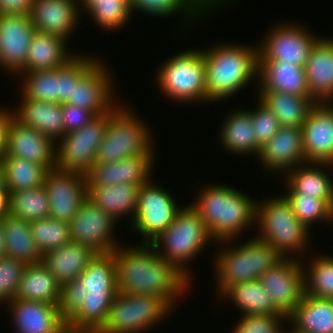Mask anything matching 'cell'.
I'll return each mask as SVG.
<instances>
[{
    "mask_svg": "<svg viewBox=\"0 0 333 333\" xmlns=\"http://www.w3.org/2000/svg\"><path fill=\"white\" fill-rule=\"evenodd\" d=\"M111 253L116 264L118 292L157 295L174 309L190 288L191 281L149 243L136 247L120 245Z\"/></svg>",
    "mask_w": 333,
    "mask_h": 333,
    "instance_id": "1",
    "label": "cell"
},
{
    "mask_svg": "<svg viewBox=\"0 0 333 333\" xmlns=\"http://www.w3.org/2000/svg\"><path fill=\"white\" fill-rule=\"evenodd\" d=\"M207 185L190 206L204 220L216 242L235 240L248 226L255 225L256 200L226 184Z\"/></svg>",
    "mask_w": 333,
    "mask_h": 333,
    "instance_id": "2",
    "label": "cell"
},
{
    "mask_svg": "<svg viewBox=\"0 0 333 333\" xmlns=\"http://www.w3.org/2000/svg\"><path fill=\"white\" fill-rule=\"evenodd\" d=\"M203 55L206 97L212 103L228 99L258 78V45L219 43L203 49Z\"/></svg>",
    "mask_w": 333,
    "mask_h": 333,
    "instance_id": "3",
    "label": "cell"
},
{
    "mask_svg": "<svg viewBox=\"0 0 333 333\" xmlns=\"http://www.w3.org/2000/svg\"><path fill=\"white\" fill-rule=\"evenodd\" d=\"M266 199L255 204V226L258 224L259 229L255 237L271 245L284 258H293L294 254L300 260L310 244L309 229L293 213L283 195Z\"/></svg>",
    "mask_w": 333,
    "mask_h": 333,
    "instance_id": "4",
    "label": "cell"
},
{
    "mask_svg": "<svg viewBox=\"0 0 333 333\" xmlns=\"http://www.w3.org/2000/svg\"><path fill=\"white\" fill-rule=\"evenodd\" d=\"M232 240H222L226 248L217 252L214 262L217 287L221 296L230 286L237 283L258 280L260 276L284 257L268 243L251 237L243 244L232 246ZM229 242V243H228Z\"/></svg>",
    "mask_w": 333,
    "mask_h": 333,
    "instance_id": "5",
    "label": "cell"
},
{
    "mask_svg": "<svg viewBox=\"0 0 333 333\" xmlns=\"http://www.w3.org/2000/svg\"><path fill=\"white\" fill-rule=\"evenodd\" d=\"M210 242L216 243L204 220L188 204L177 212L173 223L150 244L191 281L192 272L187 269L190 268L189 261L195 260Z\"/></svg>",
    "mask_w": 333,
    "mask_h": 333,
    "instance_id": "6",
    "label": "cell"
},
{
    "mask_svg": "<svg viewBox=\"0 0 333 333\" xmlns=\"http://www.w3.org/2000/svg\"><path fill=\"white\" fill-rule=\"evenodd\" d=\"M121 104L109 114L95 163L106 164L155 152L151 128L132 112V108Z\"/></svg>",
    "mask_w": 333,
    "mask_h": 333,
    "instance_id": "7",
    "label": "cell"
},
{
    "mask_svg": "<svg viewBox=\"0 0 333 333\" xmlns=\"http://www.w3.org/2000/svg\"><path fill=\"white\" fill-rule=\"evenodd\" d=\"M184 51V52H183ZM163 62L157 73V86L176 103L211 101L206 97V71L203 50H183Z\"/></svg>",
    "mask_w": 333,
    "mask_h": 333,
    "instance_id": "8",
    "label": "cell"
},
{
    "mask_svg": "<svg viewBox=\"0 0 333 333\" xmlns=\"http://www.w3.org/2000/svg\"><path fill=\"white\" fill-rule=\"evenodd\" d=\"M173 308L157 295L118 292L97 333H140L160 324Z\"/></svg>",
    "mask_w": 333,
    "mask_h": 333,
    "instance_id": "9",
    "label": "cell"
},
{
    "mask_svg": "<svg viewBox=\"0 0 333 333\" xmlns=\"http://www.w3.org/2000/svg\"><path fill=\"white\" fill-rule=\"evenodd\" d=\"M98 115L81 129L65 134L56 141V168L62 171L78 172L85 175L96 160V152L103 140L109 122V114Z\"/></svg>",
    "mask_w": 333,
    "mask_h": 333,
    "instance_id": "10",
    "label": "cell"
},
{
    "mask_svg": "<svg viewBox=\"0 0 333 333\" xmlns=\"http://www.w3.org/2000/svg\"><path fill=\"white\" fill-rule=\"evenodd\" d=\"M180 209L173 195L151 179L139 188L137 209L129 226L141 235V244H150L173 223Z\"/></svg>",
    "mask_w": 333,
    "mask_h": 333,
    "instance_id": "11",
    "label": "cell"
},
{
    "mask_svg": "<svg viewBox=\"0 0 333 333\" xmlns=\"http://www.w3.org/2000/svg\"><path fill=\"white\" fill-rule=\"evenodd\" d=\"M269 31L258 44V62H288L305 67L319 37L296 23H280Z\"/></svg>",
    "mask_w": 333,
    "mask_h": 333,
    "instance_id": "12",
    "label": "cell"
},
{
    "mask_svg": "<svg viewBox=\"0 0 333 333\" xmlns=\"http://www.w3.org/2000/svg\"><path fill=\"white\" fill-rule=\"evenodd\" d=\"M117 222L87 197L69 222L71 242L89 246L97 253L113 252L120 245L114 236Z\"/></svg>",
    "mask_w": 333,
    "mask_h": 333,
    "instance_id": "13",
    "label": "cell"
},
{
    "mask_svg": "<svg viewBox=\"0 0 333 333\" xmlns=\"http://www.w3.org/2000/svg\"><path fill=\"white\" fill-rule=\"evenodd\" d=\"M258 281L271 297L274 306L287 317L304 295V269L301 259L283 258L265 271Z\"/></svg>",
    "mask_w": 333,
    "mask_h": 333,
    "instance_id": "14",
    "label": "cell"
},
{
    "mask_svg": "<svg viewBox=\"0 0 333 333\" xmlns=\"http://www.w3.org/2000/svg\"><path fill=\"white\" fill-rule=\"evenodd\" d=\"M49 200V217L70 222L87 198L85 175L54 168L47 171L43 184Z\"/></svg>",
    "mask_w": 333,
    "mask_h": 333,
    "instance_id": "15",
    "label": "cell"
},
{
    "mask_svg": "<svg viewBox=\"0 0 333 333\" xmlns=\"http://www.w3.org/2000/svg\"><path fill=\"white\" fill-rule=\"evenodd\" d=\"M1 157L23 158L51 170L56 168V142L12 117Z\"/></svg>",
    "mask_w": 333,
    "mask_h": 333,
    "instance_id": "16",
    "label": "cell"
},
{
    "mask_svg": "<svg viewBox=\"0 0 333 333\" xmlns=\"http://www.w3.org/2000/svg\"><path fill=\"white\" fill-rule=\"evenodd\" d=\"M108 69L98 60L77 83H73L72 98L65 104L85 108L96 116L109 112L117 101L113 93V77Z\"/></svg>",
    "mask_w": 333,
    "mask_h": 333,
    "instance_id": "17",
    "label": "cell"
},
{
    "mask_svg": "<svg viewBox=\"0 0 333 333\" xmlns=\"http://www.w3.org/2000/svg\"><path fill=\"white\" fill-rule=\"evenodd\" d=\"M35 31L29 15H0V67L7 73L25 66Z\"/></svg>",
    "mask_w": 333,
    "mask_h": 333,
    "instance_id": "18",
    "label": "cell"
},
{
    "mask_svg": "<svg viewBox=\"0 0 333 333\" xmlns=\"http://www.w3.org/2000/svg\"><path fill=\"white\" fill-rule=\"evenodd\" d=\"M333 103H316L302 124L305 162L333 164Z\"/></svg>",
    "mask_w": 333,
    "mask_h": 333,
    "instance_id": "19",
    "label": "cell"
},
{
    "mask_svg": "<svg viewBox=\"0 0 333 333\" xmlns=\"http://www.w3.org/2000/svg\"><path fill=\"white\" fill-rule=\"evenodd\" d=\"M154 152L123 160L101 164L94 163L85 174L87 187H105L118 183L142 186L152 178Z\"/></svg>",
    "mask_w": 333,
    "mask_h": 333,
    "instance_id": "20",
    "label": "cell"
},
{
    "mask_svg": "<svg viewBox=\"0 0 333 333\" xmlns=\"http://www.w3.org/2000/svg\"><path fill=\"white\" fill-rule=\"evenodd\" d=\"M256 159L268 172H279L281 175L305 163L302 129L280 126L277 133L261 147Z\"/></svg>",
    "mask_w": 333,
    "mask_h": 333,
    "instance_id": "21",
    "label": "cell"
},
{
    "mask_svg": "<svg viewBox=\"0 0 333 333\" xmlns=\"http://www.w3.org/2000/svg\"><path fill=\"white\" fill-rule=\"evenodd\" d=\"M15 333H65L66 321L59 306L45 302L13 299L6 303Z\"/></svg>",
    "mask_w": 333,
    "mask_h": 333,
    "instance_id": "22",
    "label": "cell"
},
{
    "mask_svg": "<svg viewBox=\"0 0 333 333\" xmlns=\"http://www.w3.org/2000/svg\"><path fill=\"white\" fill-rule=\"evenodd\" d=\"M79 0H34L29 17L36 31L69 40L80 16Z\"/></svg>",
    "mask_w": 333,
    "mask_h": 333,
    "instance_id": "23",
    "label": "cell"
},
{
    "mask_svg": "<svg viewBox=\"0 0 333 333\" xmlns=\"http://www.w3.org/2000/svg\"><path fill=\"white\" fill-rule=\"evenodd\" d=\"M310 97L316 103H333V38H319L304 67Z\"/></svg>",
    "mask_w": 333,
    "mask_h": 333,
    "instance_id": "24",
    "label": "cell"
},
{
    "mask_svg": "<svg viewBox=\"0 0 333 333\" xmlns=\"http://www.w3.org/2000/svg\"><path fill=\"white\" fill-rule=\"evenodd\" d=\"M257 83L258 92H281L310 97L305 69L294 63L258 62Z\"/></svg>",
    "mask_w": 333,
    "mask_h": 333,
    "instance_id": "25",
    "label": "cell"
},
{
    "mask_svg": "<svg viewBox=\"0 0 333 333\" xmlns=\"http://www.w3.org/2000/svg\"><path fill=\"white\" fill-rule=\"evenodd\" d=\"M21 97L22 101H20L18 108L13 110V117L18 122L49 136L55 142L65 135L62 103Z\"/></svg>",
    "mask_w": 333,
    "mask_h": 333,
    "instance_id": "26",
    "label": "cell"
},
{
    "mask_svg": "<svg viewBox=\"0 0 333 333\" xmlns=\"http://www.w3.org/2000/svg\"><path fill=\"white\" fill-rule=\"evenodd\" d=\"M333 168L332 163L305 162L286 172L287 194H303L317 199H333V180L321 168Z\"/></svg>",
    "mask_w": 333,
    "mask_h": 333,
    "instance_id": "27",
    "label": "cell"
},
{
    "mask_svg": "<svg viewBox=\"0 0 333 333\" xmlns=\"http://www.w3.org/2000/svg\"><path fill=\"white\" fill-rule=\"evenodd\" d=\"M96 254L91 247L70 241L45 253L42 263L62 286L78 278Z\"/></svg>",
    "mask_w": 333,
    "mask_h": 333,
    "instance_id": "28",
    "label": "cell"
},
{
    "mask_svg": "<svg viewBox=\"0 0 333 333\" xmlns=\"http://www.w3.org/2000/svg\"><path fill=\"white\" fill-rule=\"evenodd\" d=\"M67 40L35 31L25 66L19 72L53 70L66 65L76 54L66 48Z\"/></svg>",
    "mask_w": 333,
    "mask_h": 333,
    "instance_id": "29",
    "label": "cell"
},
{
    "mask_svg": "<svg viewBox=\"0 0 333 333\" xmlns=\"http://www.w3.org/2000/svg\"><path fill=\"white\" fill-rule=\"evenodd\" d=\"M288 322L297 333H333V299L304 294Z\"/></svg>",
    "mask_w": 333,
    "mask_h": 333,
    "instance_id": "30",
    "label": "cell"
},
{
    "mask_svg": "<svg viewBox=\"0 0 333 333\" xmlns=\"http://www.w3.org/2000/svg\"><path fill=\"white\" fill-rule=\"evenodd\" d=\"M61 285L42 263L27 264L15 299L60 304Z\"/></svg>",
    "mask_w": 333,
    "mask_h": 333,
    "instance_id": "31",
    "label": "cell"
},
{
    "mask_svg": "<svg viewBox=\"0 0 333 333\" xmlns=\"http://www.w3.org/2000/svg\"><path fill=\"white\" fill-rule=\"evenodd\" d=\"M228 115L220 130L223 148L233 154L258 157L261 146L256 141L249 110L237 109Z\"/></svg>",
    "mask_w": 333,
    "mask_h": 333,
    "instance_id": "32",
    "label": "cell"
},
{
    "mask_svg": "<svg viewBox=\"0 0 333 333\" xmlns=\"http://www.w3.org/2000/svg\"><path fill=\"white\" fill-rule=\"evenodd\" d=\"M4 233L6 257L26 264L42 262L43 255L31 235L30 222L11 214L0 219Z\"/></svg>",
    "mask_w": 333,
    "mask_h": 333,
    "instance_id": "33",
    "label": "cell"
},
{
    "mask_svg": "<svg viewBox=\"0 0 333 333\" xmlns=\"http://www.w3.org/2000/svg\"><path fill=\"white\" fill-rule=\"evenodd\" d=\"M139 188L140 186L129 183L87 187V197L117 221L126 215L127 217L131 215L132 221L137 209Z\"/></svg>",
    "mask_w": 333,
    "mask_h": 333,
    "instance_id": "34",
    "label": "cell"
},
{
    "mask_svg": "<svg viewBox=\"0 0 333 333\" xmlns=\"http://www.w3.org/2000/svg\"><path fill=\"white\" fill-rule=\"evenodd\" d=\"M257 95L278 119L280 126L302 128L310 110L316 105L311 97L281 92H259Z\"/></svg>",
    "mask_w": 333,
    "mask_h": 333,
    "instance_id": "35",
    "label": "cell"
},
{
    "mask_svg": "<svg viewBox=\"0 0 333 333\" xmlns=\"http://www.w3.org/2000/svg\"><path fill=\"white\" fill-rule=\"evenodd\" d=\"M221 296L230 299L242 315H284L258 280L234 284Z\"/></svg>",
    "mask_w": 333,
    "mask_h": 333,
    "instance_id": "36",
    "label": "cell"
},
{
    "mask_svg": "<svg viewBox=\"0 0 333 333\" xmlns=\"http://www.w3.org/2000/svg\"><path fill=\"white\" fill-rule=\"evenodd\" d=\"M78 278L83 283L84 295L118 293L116 264L111 252L97 253Z\"/></svg>",
    "mask_w": 333,
    "mask_h": 333,
    "instance_id": "37",
    "label": "cell"
},
{
    "mask_svg": "<svg viewBox=\"0 0 333 333\" xmlns=\"http://www.w3.org/2000/svg\"><path fill=\"white\" fill-rule=\"evenodd\" d=\"M116 294H87L81 308L66 322L72 332H98L105 324Z\"/></svg>",
    "mask_w": 333,
    "mask_h": 333,
    "instance_id": "38",
    "label": "cell"
},
{
    "mask_svg": "<svg viewBox=\"0 0 333 333\" xmlns=\"http://www.w3.org/2000/svg\"><path fill=\"white\" fill-rule=\"evenodd\" d=\"M0 162L10 193L43 186L48 171L44 166L19 157H1Z\"/></svg>",
    "mask_w": 333,
    "mask_h": 333,
    "instance_id": "39",
    "label": "cell"
},
{
    "mask_svg": "<svg viewBox=\"0 0 333 333\" xmlns=\"http://www.w3.org/2000/svg\"><path fill=\"white\" fill-rule=\"evenodd\" d=\"M317 256H312L313 260H309L308 266L303 263L304 294L333 299V256Z\"/></svg>",
    "mask_w": 333,
    "mask_h": 333,
    "instance_id": "40",
    "label": "cell"
},
{
    "mask_svg": "<svg viewBox=\"0 0 333 333\" xmlns=\"http://www.w3.org/2000/svg\"><path fill=\"white\" fill-rule=\"evenodd\" d=\"M129 9L131 15L134 10H138L140 13L166 18L175 14L181 16L182 13V17L185 15V20L189 22L208 14L195 0H129Z\"/></svg>",
    "mask_w": 333,
    "mask_h": 333,
    "instance_id": "41",
    "label": "cell"
},
{
    "mask_svg": "<svg viewBox=\"0 0 333 333\" xmlns=\"http://www.w3.org/2000/svg\"><path fill=\"white\" fill-rule=\"evenodd\" d=\"M19 74L23 77L21 96L33 100L59 103V68L18 72L16 75Z\"/></svg>",
    "mask_w": 333,
    "mask_h": 333,
    "instance_id": "42",
    "label": "cell"
},
{
    "mask_svg": "<svg viewBox=\"0 0 333 333\" xmlns=\"http://www.w3.org/2000/svg\"><path fill=\"white\" fill-rule=\"evenodd\" d=\"M10 214L29 222L49 217L44 186L10 193Z\"/></svg>",
    "mask_w": 333,
    "mask_h": 333,
    "instance_id": "43",
    "label": "cell"
},
{
    "mask_svg": "<svg viewBox=\"0 0 333 333\" xmlns=\"http://www.w3.org/2000/svg\"><path fill=\"white\" fill-rule=\"evenodd\" d=\"M297 218L311 231L318 221L333 222V199H317L303 194L283 195Z\"/></svg>",
    "mask_w": 333,
    "mask_h": 333,
    "instance_id": "44",
    "label": "cell"
},
{
    "mask_svg": "<svg viewBox=\"0 0 333 333\" xmlns=\"http://www.w3.org/2000/svg\"><path fill=\"white\" fill-rule=\"evenodd\" d=\"M30 227L42 255L71 241L68 222L46 217L30 222Z\"/></svg>",
    "mask_w": 333,
    "mask_h": 333,
    "instance_id": "45",
    "label": "cell"
},
{
    "mask_svg": "<svg viewBox=\"0 0 333 333\" xmlns=\"http://www.w3.org/2000/svg\"><path fill=\"white\" fill-rule=\"evenodd\" d=\"M91 55L77 54L66 65L59 67V103L72 98L73 83L77 81L98 61Z\"/></svg>",
    "mask_w": 333,
    "mask_h": 333,
    "instance_id": "46",
    "label": "cell"
},
{
    "mask_svg": "<svg viewBox=\"0 0 333 333\" xmlns=\"http://www.w3.org/2000/svg\"><path fill=\"white\" fill-rule=\"evenodd\" d=\"M93 21L105 31L120 29L131 16L129 2L99 3L89 13Z\"/></svg>",
    "mask_w": 333,
    "mask_h": 333,
    "instance_id": "47",
    "label": "cell"
},
{
    "mask_svg": "<svg viewBox=\"0 0 333 333\" xmlns=\"http://www.w3.org/2000/svg\"><path fill=\"white\" fill-rule=\"evenodd\" d=\"M26 266V263L18 259L6 256L0 258V304L15 299Z\"/></svg>",
    "mask_w": 333,
    "mask_h": 333,
    "instance_id": "48",
    "label": "cell"
},
{
    "mask_svg": "<svg viewBox=\"0 0 333 333\" xmlns=\"http://www.w3.org/2000/svg\"><path fill=\"white\" fill-rule=\"evenodd\" d=\"M284 319V322H283ZM286 315H242L232 333H285ZM282 322V323H281Z\"/></svg>",
    "mask_w": 333,
    "mask_h": 333,
    "instance_id": "49",
    "label": "cell"
},
{
    "mask_svg": "<svg viewBox=\"0 0 333 333\" xmlns=\"http://www.w3.org/2000/svg\"><path fill=\"white\" fill-rule=\"evenodd\" d=\"M257 108L249 110L257 143L262 147L280 128L278 119L259 99Z\"/></svg>",
    "mask_w": 333,
    "mask_h": 333,
    "instance_id": "50",
    "label": "cell"
},
{
    "mask_svg": "<svg viewBox=\"0 0 333 333\" xmlns=\"http://www.w3.org/2000/svg\"><path fill=\"white\" fill-rule=\"evenodd\" d=\"M85 298L83 283L79 278L61 286L59 310L66 322L81 308Z\"/></svg>",
    "mask_w": 333,
    "mask_h": 333,
    "instance_id": "51",
    "label": "cell"
},
{
    "mask_svg": "<svg viewBox=\"0 0 333 333\" xmlns=\"http://www.w3.org/2000/svg\"><path fill=\"white\" fill-rule=\"evenodd\" d=\"M62 116L65 134L81 129L96 115L85 108L62 103Z\"/></svg>",
    "mask_w": 333,
    "mask_h": 333,
    "instance_id": "52",
    "label": "cell"
},
{
    "mask_svg": "<svg viewBox=\"0 0 333 333\" xmlns=\"http://www.w3.org/2000/svg\"><path fill=\"white\" fill-rule=\"evenodd\" d=\"M34 0H0V15H29Z\"/></svg>",
    "mask_w": 333,
    "mask_h": 333,
    "instance_id": "53",
    "label": "cell"
},
{
    "mask_svg": "<svg viewBox=\"0 0 333 333\" xmlns=\"http://www.w3.org/2000/svg\"><path fill=\"white\" fill-rule=\"evenodd\" d=\"M13 117V110L8 111L6 108H0V158L3 154L6 144L7 128L8 124Z\"/></svg>",
    "mask_w": 333,
    "mask_h": 333,
    "instance_id": "54",
    "label": "cell"
},
{
    "mask_svg": "<svg viewBox=\"0 0 333 333\" xmlns=\"http://www.w3.org/2000/svg\"><path fill=\"white\" fill-rule=\"evenodd\" d=\"M10 214V192L4 186L0 189V219Z\"/></svg>",
    "mask_w": 333,
    "mask_h": 333,
    "instance_id": "55",
    "label": "cell"
},
{
    "mask_svg": "<svg viewBox=\"0 0 333 333\" xmlns=\"http://www.w3.org/2000/svg\"><path fill=\"white\" fill-rule=\"evenodd\" d=\"M207 13L214 11L218 6L231 4V0H195ZM225 3V4H224ZM227 3V4H226ZM216 6V7H215ZM210 11V12H209Z\"/></svg>",
    "mask_w": 333,
    "mask_h": 333,
    "instance_id": "56",
    "label": "cell"
},
{
    "mask_svg": "<svg viewBox=\"0 0 333 333\" xmlns=\"http://www.w3.org/2000/svg\"><path fill=\"white\" fill-rule=\"evenodd\" d=\"M108 2H129V0H79L80 10L87 11L89 13L96 5L99 3H108Z\"/></svg>",
    "mask_w": 333,
    "mask_h": 333,
    "instance_id": "57",
    "label": "cell"
},
{
    "mask_svg": "<svg viewBox=\"0 0 333 333\" xmlns=\"http://www.w3.org/2000/svg\"><path fill=\"white\" fill-rule=\"evenodd\" d=\"M6 256L5 253V244H4V233L3 228L0 223V258H3Z\"/></svg>",
    "mask_w": 333,
    "mask_h": 333,
    "instance_id": "58",
    "label": "cell"
},
{
    "mask_svg": "<svg viewBox=\"0 0 333 333\" xmlns=\"http://www.w3.org/2000/svg\"><path fill=\"white\" fill-rule=\"evenodd\" d=\"M4 186H5L4 172H3V166L0 162V189H2Z\"/></svg>",
    "mask_w": 333,
    "mask_h": 333,
    "instance_id": "59",
    "label": "cell"
},
{
    "mask_svg": "<svg viewBox=\"0 0 333 333\" xmlns=\"http://www.w3.org/2000/svg\"><path fill=\"white\" fill-rule=\"evenodd\" d=\"M65 333H96V332H72L67 330Z\"/></svg>",
    "mask_w": 333,
    "mask_h": 333,
    "instance_id": "60",
    "label": "cell"
},
{
    "mask_svg": "<svg viewBox=\"0 0 333 333\" xmlns=\"http://www.w3.org/2000/svg\"><path fill=\"white\" fill-rule=\"evenodd\" d=\"M285 333H297V332L293 331V330L290 328V330L288 329Z\"/></svg>",
    "mask_w": 333,
    "mask_h": 333,
    "instance_id": "61",
    "label": "cell"
}]
</instances>
